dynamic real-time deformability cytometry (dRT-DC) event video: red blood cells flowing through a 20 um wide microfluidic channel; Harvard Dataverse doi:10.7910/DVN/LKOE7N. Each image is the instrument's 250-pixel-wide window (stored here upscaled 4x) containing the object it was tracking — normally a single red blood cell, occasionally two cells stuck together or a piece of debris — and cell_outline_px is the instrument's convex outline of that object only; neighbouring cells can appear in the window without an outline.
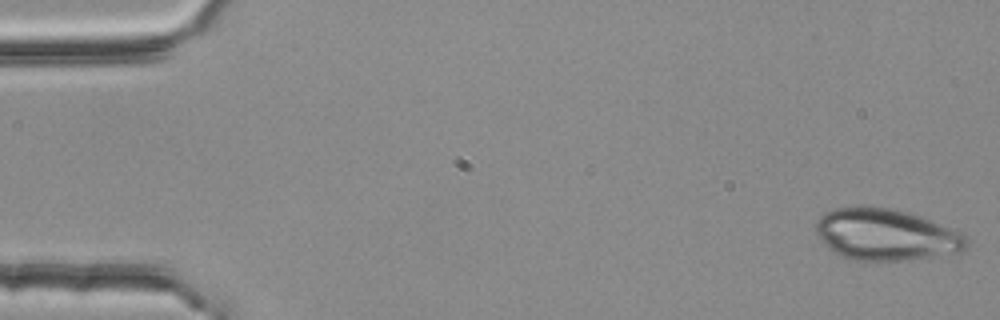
{"species": "common noctule bat (a hibernating species)", "species_latin": "Nyctalus noctula", "temperature_condition": "room temperature", "stored_images_in_passage": 53, "camera_frame_rate_fps": 3000, "um_per_image_px": 0.085, "animal": {"sex": "female", "body_mass_g": 25.1}, "frame": {"image": 1, "passage_image": 1, "time_ms": 0.0, "image_size_px": [1000, 320], "cell_outline_px": [[968, 248], [956, 252], [932, 256], [900, 260], [848, 260], [840, 256], [828, 248], [824, 244], [816, 232], [816, 220], [824, 212], [836, 208], [860, 204], [888, 208], [912, 212], [960, 232], [968, 240]], "centroid_in_image_um": [75.25, 19.91], "position_along_channel_um": 9.7, "area_um2": 45.55}}
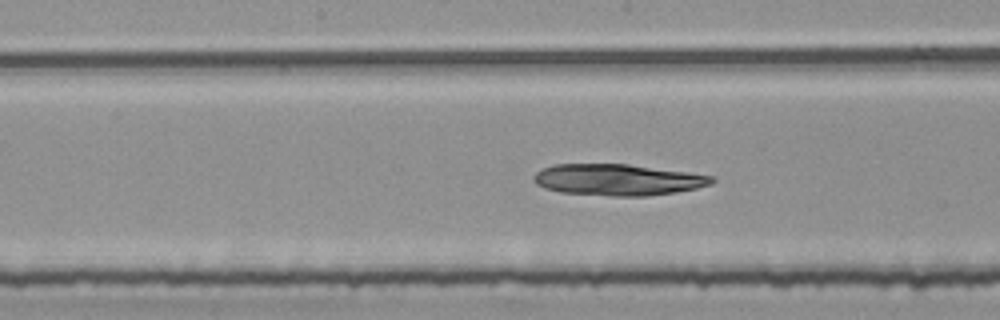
{"frame": {"image": 2, "passage_image": 27, "time_ms": 8.667, "image_size_px": [1000, 320], "cell_outline_px": [[716, 180], [712, 184], [696, 188], [676, 192], [648, 196], [612, 196], [560, 192], [544, 188], [536, 184], [532, 180], [532, 176], [536, 172], [544, 168], [556, 164], [628, 164], [688, 172], [712, 176]], "centroid_in_image_um": [52.5, 15.28], "position_along_channel_um": 195.7, "area_um2": 32.6}}
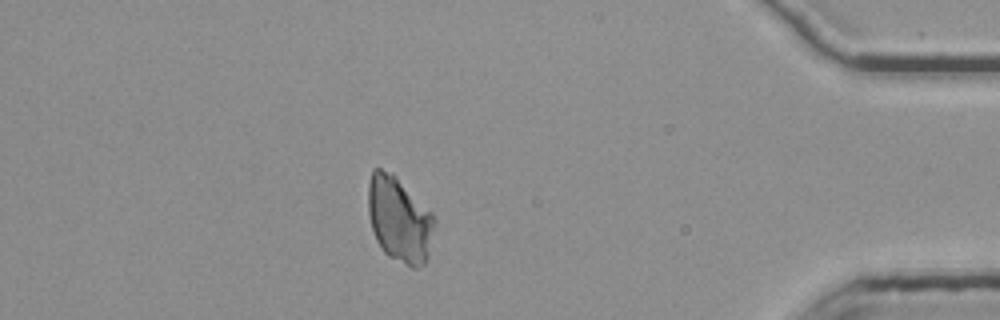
{"frame": {"image": 3, "passage_image": 47, "time_ms": 15.333, "image_size_px": [1000, 320], "cell_outline_px": [[436, 224], [428, 256], [424, 264], [416, 268], [412, 268], [388, 256], [380, 248], [376, 240], [368, 216], [368, 184], [372, 168], [380, 168], [392, 172], [432, 212], [436, 220]], "centroid_in_image_um": [33.94, 18.65], "position_along_channel_um": 401.3, "area_um2": 33.47}}